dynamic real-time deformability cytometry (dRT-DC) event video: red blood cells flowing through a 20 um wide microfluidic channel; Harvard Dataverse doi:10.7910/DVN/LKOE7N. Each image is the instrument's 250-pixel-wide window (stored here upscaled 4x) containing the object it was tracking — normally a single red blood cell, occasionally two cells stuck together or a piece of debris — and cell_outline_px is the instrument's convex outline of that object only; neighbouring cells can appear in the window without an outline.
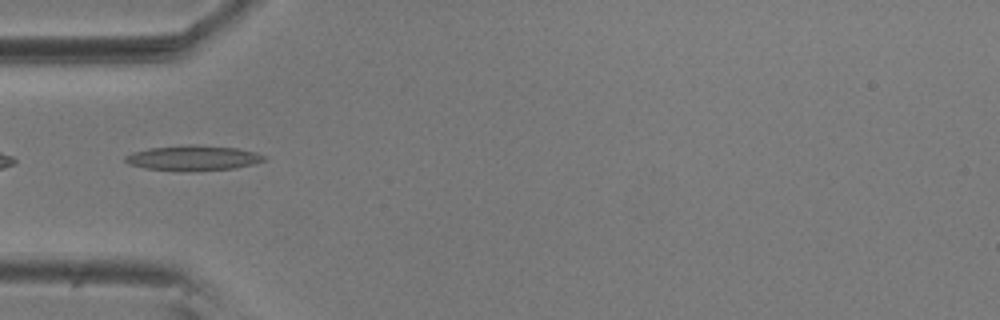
{"species": "common noctule bat (a hibernating species)", "species_latin": "Nyctalus noctula", "temperature_condition": "room temperature", "stored_images_in_passage": 40, "camera_frame_rate_fps": 3000, "um_per_image_px": 0.085, "animal": {"sex": "male", "body_mass_g": 20.5, "forearm_length_mm": 52.5}, "frame": {"image": 1, "passage_image": 2, "time_ms": 0.333, "image_size_px": [1000, 320], "cell_outline_px": [[264, 160], [252, 164], [236, 168], [144, 168], [128, 164], [124, 160], [124, 156], [132, 152], [148, 148], [188, 144], [196, 144], [236, 148], [256, 152], [264, 156]], "centroid_in_image_um": [16.38, 13.36], "position_along_channel_um": 68.6, "area_um2": 19.25}}
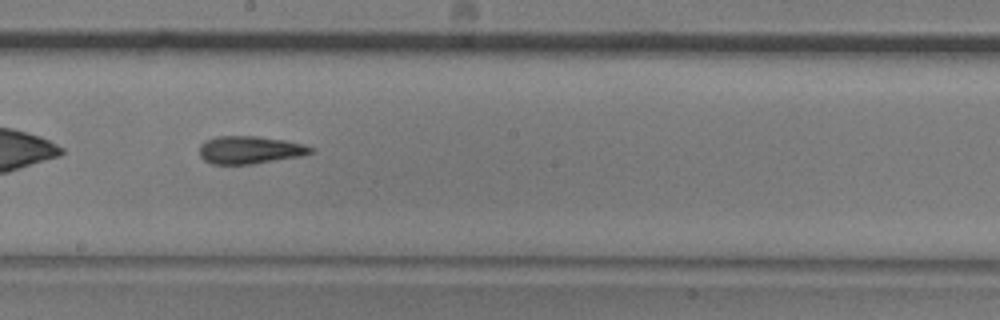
{"frame": {"image": 2, "passage_image": 15, "time_ms": 4.667, "image_size_px": [1000, 320], "cell_outline_px": [[316, 152], [304, 156], [252, 164], [212, 164], [204, 160], [200, 156], [200, 144], [204, 140], [216, 136], [256, 136], [284, 140], [304, 144], [316, 148]], "centroid_in_image_um": [21.29, 12.74], "position_along_channel_um": 226.9, "area_um2": 18.32}}
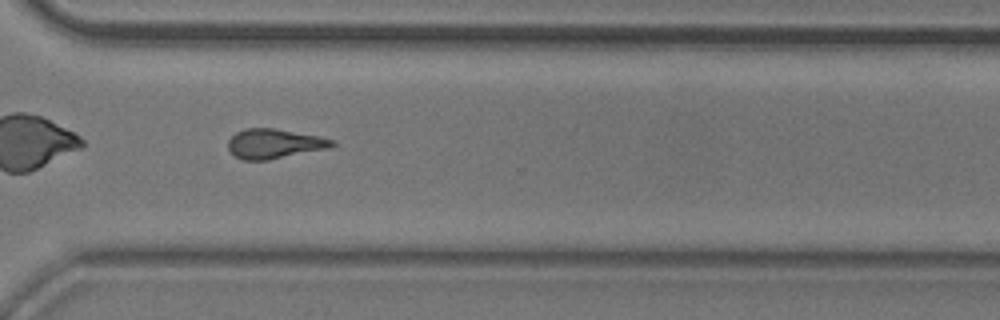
{"frame": {"image": 3, "passage_image": 25, "time_ms": 8.0, "image_size_px": [1000, 320], "cell_outline_px": [[336, 144], [328, 148], [268, 160], [244, 160], [236, 156], [228, 148], [228, 140], [236, 132], [244, 128], [272, 128], [320, 136], [336, 140]], "centroid_in_image_um": [23.32, 12.21], "position_along_channel_um": 347.3, "area_um2": 17.86}, "authors_computed_cell_mechanics": {"area_um2": 17.8024, "velocity_mm_per_s": 3.6259, "shape_relaxation_time_tau1_ms": 6.6107, "shape_relaxation_time_tau2_ms": 4.2985, "deformation_change_tau1": 0.1938, "deformation_change_tau2": 0.1372}}